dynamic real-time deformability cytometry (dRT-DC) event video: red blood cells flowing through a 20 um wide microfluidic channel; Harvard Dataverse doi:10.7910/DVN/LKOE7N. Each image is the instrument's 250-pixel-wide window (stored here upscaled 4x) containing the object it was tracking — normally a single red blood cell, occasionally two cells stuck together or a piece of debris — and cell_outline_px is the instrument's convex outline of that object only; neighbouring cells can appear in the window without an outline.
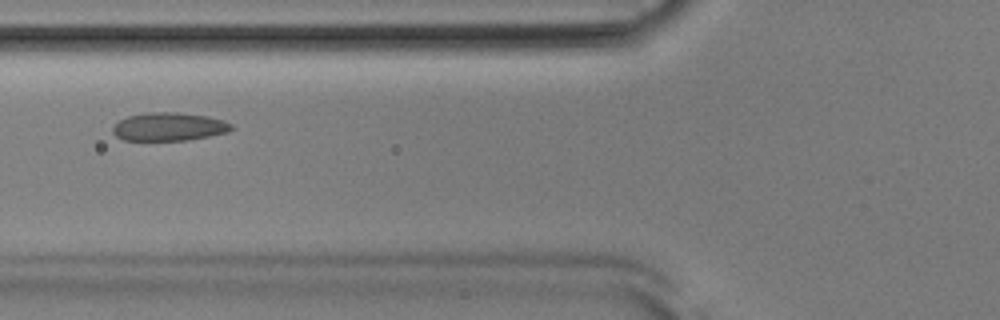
{"species": "Egyptian fruit bat (a non-hibernating species)", "species_latin": "Rousettus aegyptiacus", "temperature_condition": "room temperature", "stored_images_in_passage": 41, "camera_frame_rate_fps": 3000, "um_per_image_px": 0.085, "animal": {"sex": "male"}, "frame": {"image": 1, "passage_image": 9, "time_ms": 2.667, "image_size_px": [1000, 320], "cell_outline_px": [[236, 128], [228, 132], [188, 140], [124, 140], [116, 136], [112, 132], [112, 128], [120, 120], [128, 116], [144, 112], [176, 112], [208, 116], [224, 120], [232, 124]], "centroid_in_image_um": [14.39, 10.76], "position_along_channel_um": 111.4, "area_um2": 19.65}}
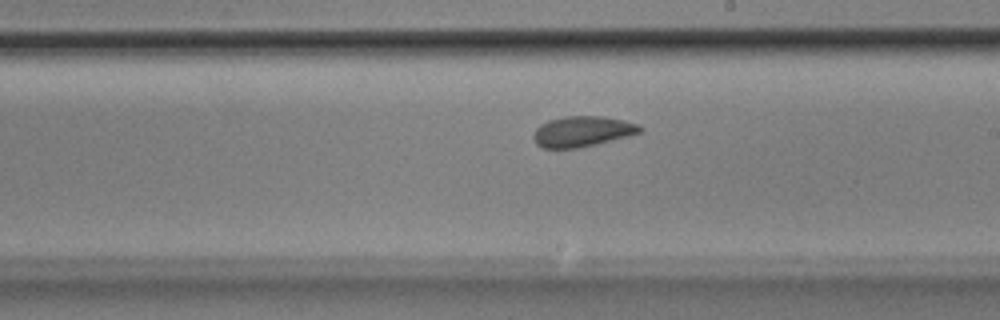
{"frame": {"image": 2, "passage_image": 19, "time_ms": 6.0, "image_size_px": [1000, 320], "cell_outline_px": [[644, 128], [640, 132], [628, 136], [596, 144], [576, 148], [544, 148], [536, 144], [532, 136], [536, 128], [540, 124], [548, 120], [564, 116], [600, 116], [624, 120], [640, 124]], "centroid_in_image_um": [49.49, 11.16], "position_along_channel_um": 239.5, "area_um2": 19.02}}
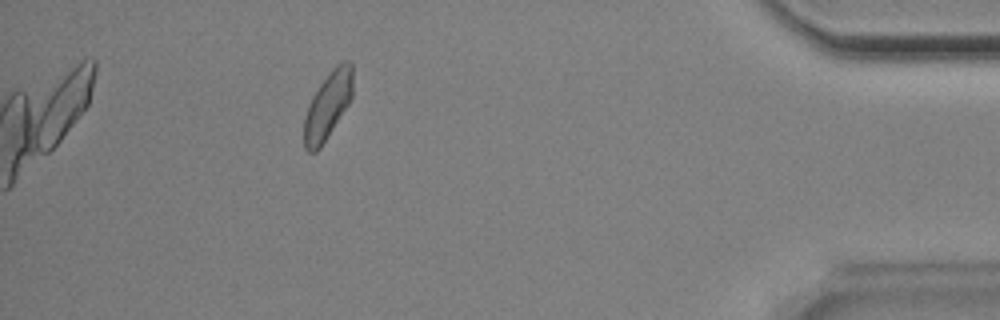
{"frame": {"image": 3, "passage_image": 36, "time_ms": 11.667, "image_size_px": [1000, 320], "cell_outline_px": [[352, 96], [348, 104], [320, 148], [316, 152], [308, 152], [304, 148], [304, 116], [308, 104], [312, 96], [320, 84], [332, 68], [336, 64], [344, 60], [348, 60], [352, 64]], "centroid_in_image_um": [27.84, 8.96], "position_along_channel_um": 407.4, "area_um2": 18.96}, "authors_computed_cell_mechanics": {"area_um2": 19.074, "velocity_mm_per_s": 3.8435, "shape_relaxation_time_tau1_ms": 7.0072, "shape_relaxation_time_tau2_ms": 1.3651, "deformation_change_tau1": 0.1101, "deformation_change_tau2": 0.0484}}